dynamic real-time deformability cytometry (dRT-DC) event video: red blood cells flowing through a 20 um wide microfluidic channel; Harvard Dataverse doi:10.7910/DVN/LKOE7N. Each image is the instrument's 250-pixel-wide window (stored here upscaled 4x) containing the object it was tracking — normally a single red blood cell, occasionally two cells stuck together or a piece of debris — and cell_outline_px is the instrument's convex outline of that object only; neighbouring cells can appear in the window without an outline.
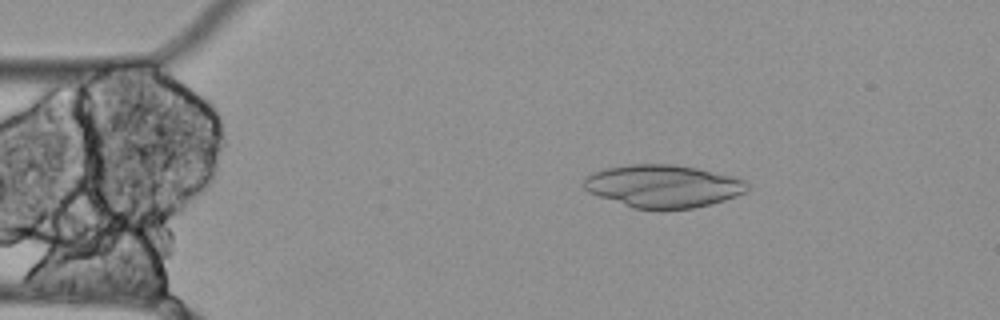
{"species": "Egyptian fruit bat (a non-hibernating species)", "species_latin": "Rousettus aegyptiacus", "temperature_condition": "cold", "stored_images_in_passage": 48, "camera_frame_rate_fps": 3000, "um_per_image_px": 0.085, "animal": {"sex": "female"}, "frame": {"image": 1, "passage_image": 2, "time_ms": 0.333, "image_size_px": [1000, 320], "cell_outline_px": [[748, 188], [744, 192], [736, 196], [712, 204], [692, 208], [632, 208], [588, 192], [584, 188], [584, 176], [592, 172], [604, 168], [632, 164], [672, 164], [696, 168], [732, 176], [744, 180], [748, 184]], "centroid_in_image_um": [56.33, 15.81], "position_along_channel_um": 28.7, "area_um2": 40.4}}